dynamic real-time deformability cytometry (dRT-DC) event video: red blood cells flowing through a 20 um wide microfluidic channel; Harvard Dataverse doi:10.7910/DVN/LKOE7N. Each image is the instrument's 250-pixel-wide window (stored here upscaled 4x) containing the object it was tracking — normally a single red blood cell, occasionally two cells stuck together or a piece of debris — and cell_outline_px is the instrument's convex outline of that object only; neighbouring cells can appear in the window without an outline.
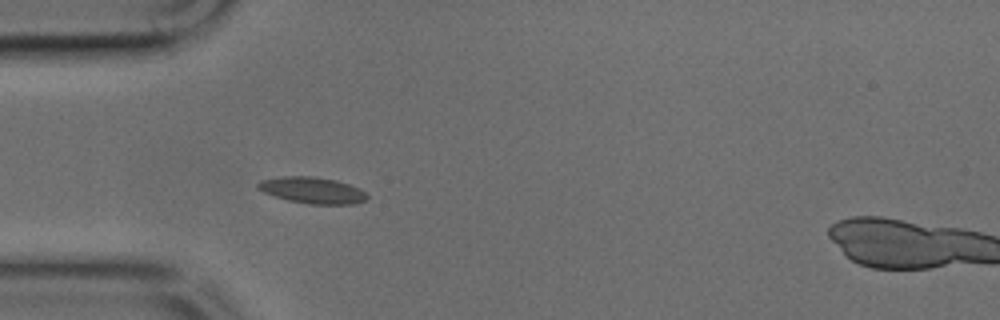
{"species": "common noctule bat (a hibernating species)", "species_latin": "Nyctalus noctula", "temperature_condition": "cold", "stored_images_in_passage": 34, "camera_frame_rate_fps": 3000, "um_per_image_px": 0.085, "animal": {"sex": "male", "body_mass_g": 17.9, "forearm_length_mm": 54.2}, "frame": {"image": 1, "passage_image": 6, "time_ms": 1.667, "image_size_px": [1000, 320], "cell_outline_px": [[368, 200], [356, 204], [308, 204], [288, 200], [264, 192], [256, 188], [256, 184], [260, 180], [280, 176], [312, 176], [336, 180], [348, 184], [364, 192], [368, 196]], "centroid_in_image_um": [26.53, 16.17], "position_along_channel_um": 58.5, "area_um2": 16.76}}